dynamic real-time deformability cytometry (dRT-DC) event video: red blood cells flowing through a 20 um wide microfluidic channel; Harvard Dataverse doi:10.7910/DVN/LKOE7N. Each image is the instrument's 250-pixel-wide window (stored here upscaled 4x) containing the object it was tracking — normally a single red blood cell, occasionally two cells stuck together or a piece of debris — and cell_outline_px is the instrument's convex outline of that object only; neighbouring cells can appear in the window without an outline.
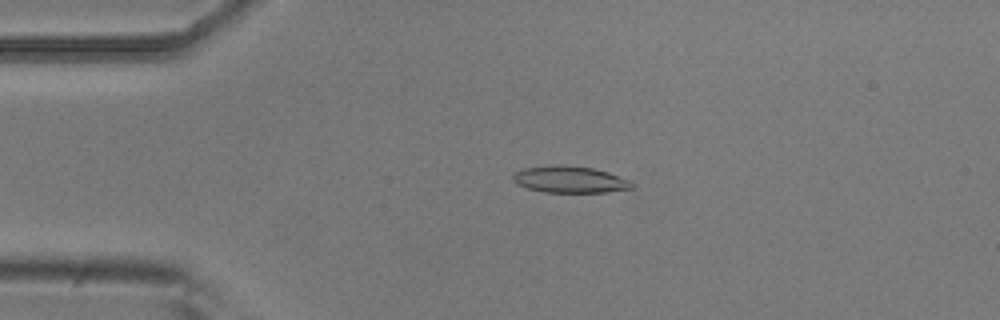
{"species": "common noctule bat (a hibernating species)", "species_latin": "Nyctalus noctula", "temperature_condition": "room temperature", "stored_images_in_passage": 3, "camera_frame_rate_fps": 3000, "um_per_image_px": 0.085, "animal": {"sex": "male", "body_mass_g": 20.5, "forearm_length_mm": 52.5}, "frame": {"image": 1, "passage_image": 2, "time_ms": 0.333, "image_size_px": [1000, 320], "cell_outline_px": [[636, 184], [632, 188], [604, 192], [544, 192], [528, 188], [516, 184], [512, 180], [512, 176], [516, 172], [524, 168], [560, 164], [592, 168], [608, 172], [632, 180]], "centroid_in_image_um": [48.46, 15.25], "position_along_channel_um": 36.5, "area_um2": 18.55}}